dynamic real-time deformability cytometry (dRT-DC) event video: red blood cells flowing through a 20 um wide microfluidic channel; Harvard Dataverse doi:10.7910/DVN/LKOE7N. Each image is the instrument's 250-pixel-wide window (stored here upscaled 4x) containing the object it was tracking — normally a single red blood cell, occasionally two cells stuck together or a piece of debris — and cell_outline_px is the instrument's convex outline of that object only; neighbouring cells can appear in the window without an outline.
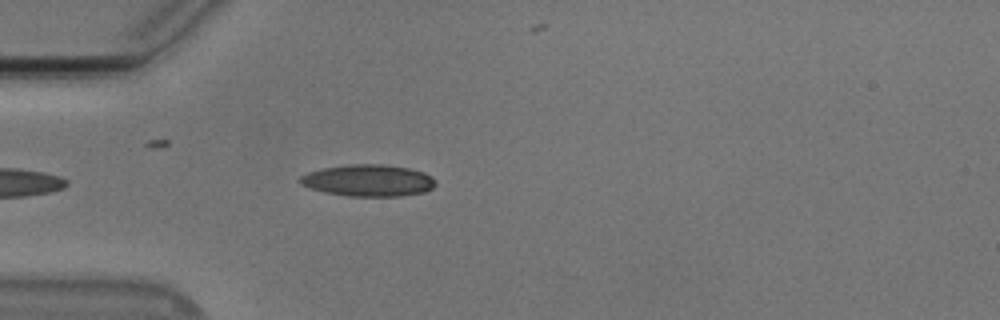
{"species": "Egyptian fruit bat (a non-hibernating species)", "species_latin": "Rousettus aegyptiacus", "temperature_condition": "cold", "stored_images_in_passage": 8, "camera_frame_rate_fps": 3000, "um_per_image_px": 0.085, "animal": {"sex": "male"}, "frame": {"image": 1, "passage_image": 4, "time_ms": 1.0, "image_size_px": [1000, 320], "cell_outline_px": [[436, 184], [432, 188], [424, 192], [400, 196], [348, 196], [324, 192], [300, 184], [300, 176], [308, 172], [324, 168], [348, 164], [380, 164], [408, 168], [424, 172], [432, 176], [436, 180]], "centroid_in_image_um": [31.33, 15.34], "position_along_channel_um": 53.7, "area_um2": 25.03}}
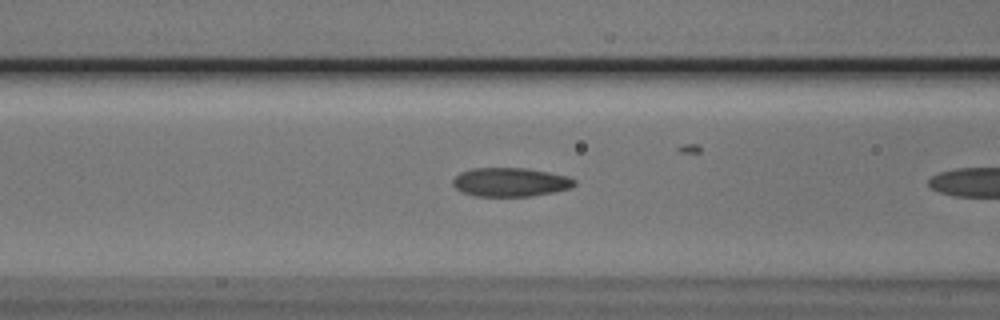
{"frame": {"image": 2, "passage_image": 7, "time_ms": 2.0, "image_size_px": [1000, 320], "cell_outline_px": [[576, 184], [572, 188], [556, 192], [532, 196], [476, 196], [464, 192], [456, 188], [452, 184], [452, 180], [460, 172], [472, 168], [524, 168], [548, 172], [568, 176], [576, 180]], "centroid_in_image_um": [43.42, 15.48], "position_along_channel_um": 123.2, "area_um2": 20.52}}